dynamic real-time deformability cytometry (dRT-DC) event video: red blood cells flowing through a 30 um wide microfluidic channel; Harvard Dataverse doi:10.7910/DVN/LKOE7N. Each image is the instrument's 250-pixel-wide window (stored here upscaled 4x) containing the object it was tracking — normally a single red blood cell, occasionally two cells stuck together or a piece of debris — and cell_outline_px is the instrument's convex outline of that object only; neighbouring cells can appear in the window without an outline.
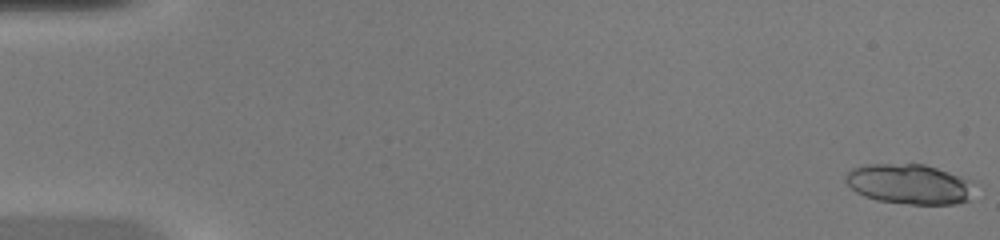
{"species": "common noctule bat (a hibernating species)", "species_latin": "Nyctalus noctula", "temperature_condition": "warm", "stored_images_in_passage": 48, "camera_frame_rate_fps": 3000, "um_per_image_px": 0.085, "animal": {"sex": "female", "body_mass_g": 20.0, "forearm_length_mm": 54.0}, "frame": {"image": 1, "passage_image": 1, "time_ms": 0.0, "image_size_px": [1000, 240], "cell_outline_px": [[968, 200], [956, 204], [912, 204], [876, 200], [864, 196], [856, 192], [844, 180], [844, 176], [852, 168], [868, 164], [924, 164], [948, 172], [968, 180]], "centroid_in_image_um": [77.17, 15.64], "position_along_channel_um": 7.8, "area_um2": 29.36}}
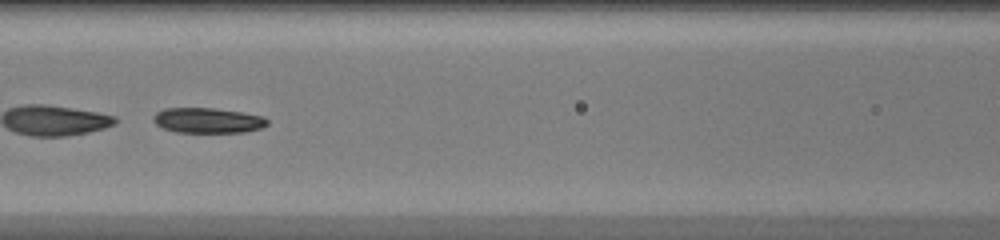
{"frame": {"image": 2, "passage_image": 23, "time_ms": 7.333, "image_size_px": [1000, 240], "cell_outline_px": [[268, 124], [260, 128], [244, 132], [176, 132], [164, 128], [156, 124], [152, 120], [152, 116], [156, 112], [164, 108], [212, 108], [240, 112], [264, 116], [268, 120]], "centroid_in_image_um": [17.64, 10.23], "position_along_channel_um": 149.0, "area_um2": 16.7}}
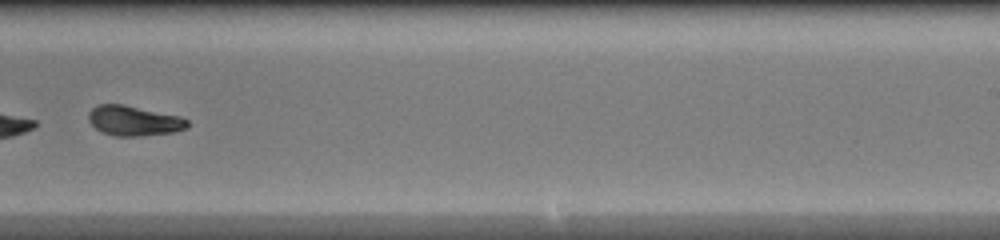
{"frame": {"image": 3, "passage_image": 32, "time_ms": 10.333, "image_size_px": [1000, 240], "cell_outline_px": [[188, 128], [172, 132], [140, 136], [112, 136], [96, 128], [88, 120], [88, 112], [92, 108], [100, 104], [124, 104], [180, 116], [188, 120]], "centroid_in_image_um": [11.38, 10.26], "position_along_channel_um": 277.6, "area_um2": 17.28}, "authors_computed_cell_mechanics": {"area_um2": 28.6688, "velocity_mm_per_s": 4.2977, "shape_relaxation_time_tau1_ms": 10.4489, "shape_relaxation_time_tau2_ms": 1.5831, "deformation_change_tau1": 0.3572, "deformation_change_tau2": 0.0725}}